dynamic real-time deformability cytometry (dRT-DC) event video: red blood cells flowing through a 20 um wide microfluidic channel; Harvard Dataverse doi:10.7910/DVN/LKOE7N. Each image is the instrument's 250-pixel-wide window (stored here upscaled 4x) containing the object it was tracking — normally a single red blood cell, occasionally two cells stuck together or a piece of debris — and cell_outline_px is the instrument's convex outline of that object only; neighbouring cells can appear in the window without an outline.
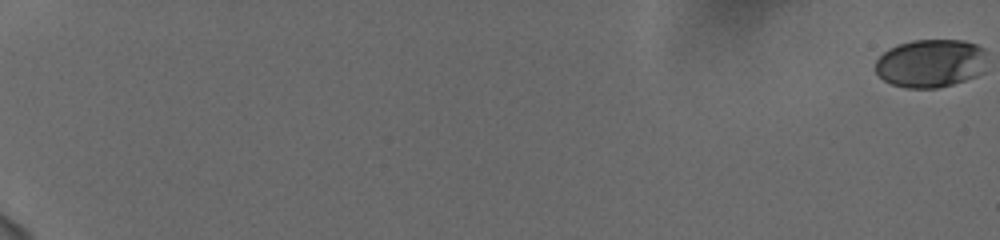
{"species": "human", "species_latin": "Homo sapiens", "temperature_condition": "cold", "stored_images_in_passage": 52, "camera_frame_rate_fps": 3000, "um_per_image_px": 0.085, "donor": {"sex": "female"}, "frame": {"image": 1, "passage_image": 1, "time_ms": 0.0, "image_size_px": [1000, 240], "cell_outline_px": [[972, 44], [952, 80], [944, 84], [900, 84], [880, 60], [888, 52], [904, 44], [924, 40], [948, 40]], "centroid_in_image_um": [78.72, 5.22], "position_along_channel_um": 6.3, "area_um2": 21.73}}
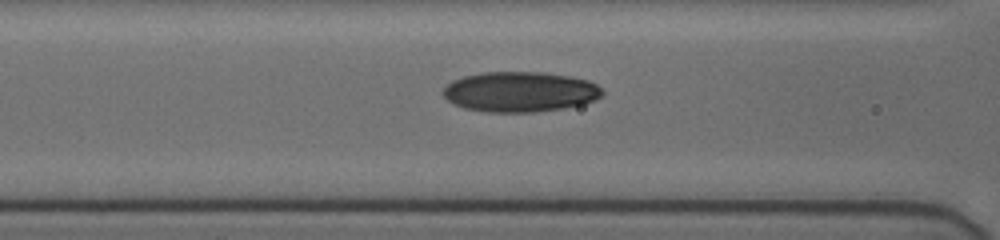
{"frame": {"image": 2, "passage_image": 30, "time_ms": 9.667, "image_size_px": [1000, 240], "cell_outline_px": [[596, 96], [576, 104], [540, 108], [484, 108], [464, 104], [448, 96], [448, 88], [452, 84], [476, 76], [548, 76], [576, 80], [592, 84], [596, 88]], "centroid_in_image_um": [44.25, 7.8], "position_along_channel_um": 122.3, "area_um2": 28.96}}
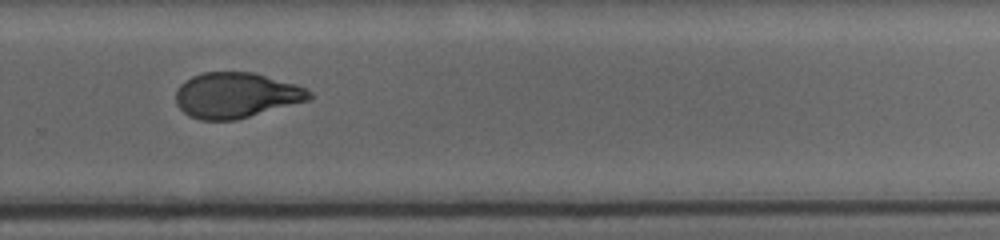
{"frame": {"image": 3, "passage_image": 45, "time_ms": 14.667, "image_size_px": [1000, 240], "cell_outline_px": [[308, 96], [300, 100], [244, 116], [196, 116], [188, 112], [184, 108], [180, 92], [180, 88], [184, 84], [200, 76], [216, 72], [232, 72], [260, 76], [300, 88]], "centroid_in_image_um": [20.04, 8.04], "position_along_channel_um": 309.8, "area_um2": 29.65}}